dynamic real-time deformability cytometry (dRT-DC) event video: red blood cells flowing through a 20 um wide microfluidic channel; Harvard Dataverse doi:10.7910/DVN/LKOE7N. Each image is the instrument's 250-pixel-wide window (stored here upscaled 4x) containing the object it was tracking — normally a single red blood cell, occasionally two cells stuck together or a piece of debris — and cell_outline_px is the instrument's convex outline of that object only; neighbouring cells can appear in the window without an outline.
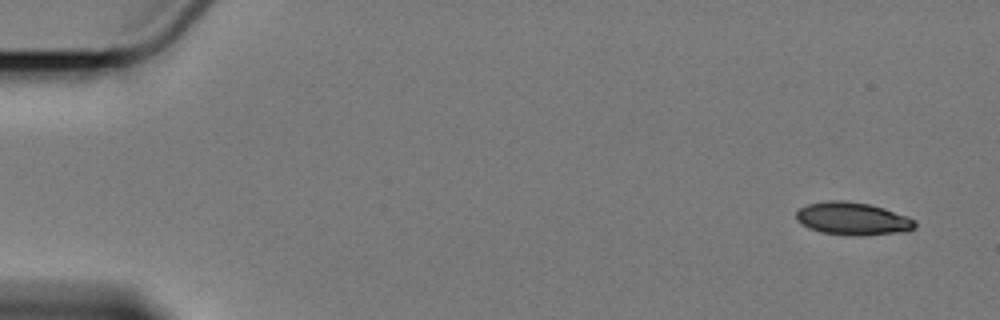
{"species": "Egyptian fruit bat (a non-hibernating species)", "species_latin": "Rousettus aegyptiacus", "temperature_condition": "cold", "stored_images_in_passage": 5, "camera_frame_rate_fps": 3000, "um_per_image_px": 0.085, "animal": {"sex": "female"}, "frame": {"image": 1, "passage_image": 1, "time_ms": 0.0, "image_size_px": [1000, 320], "cell_outline_px": [[916, 228], [904, 232], [860, 236], [852, 236], [820, 232], [808, 228], [796, 220], [796, 212], [800, 208], [808, 204], [828, 200], [844, 200], [868, 204], [884, 208], [908, 216], [916, 220]], "centroid_in_image_um": [72.49, 18.6], "position_along_channel_um": 12.5, "area_um2": 22.95}}
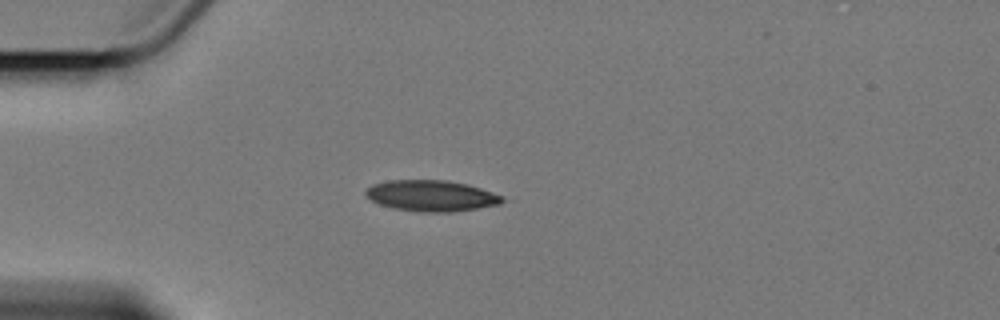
{"frame": {"image": 2, "passage_image": 4, "time_ms": 4.333, "image_size_px": [1000, 320], "cell_outline_px": [[504, 200], [500, 204], [452, 212], [416, 212], [392, 208], [380, 204], [372, 200], [364, 192], [372, 184], [388, 180], [444, 180], [468, 184], [504, 196]], "centroid_in_image_um": [36.66, 16.64], "position_along_channel_um": 48.3, "area_um2": 24.68}}